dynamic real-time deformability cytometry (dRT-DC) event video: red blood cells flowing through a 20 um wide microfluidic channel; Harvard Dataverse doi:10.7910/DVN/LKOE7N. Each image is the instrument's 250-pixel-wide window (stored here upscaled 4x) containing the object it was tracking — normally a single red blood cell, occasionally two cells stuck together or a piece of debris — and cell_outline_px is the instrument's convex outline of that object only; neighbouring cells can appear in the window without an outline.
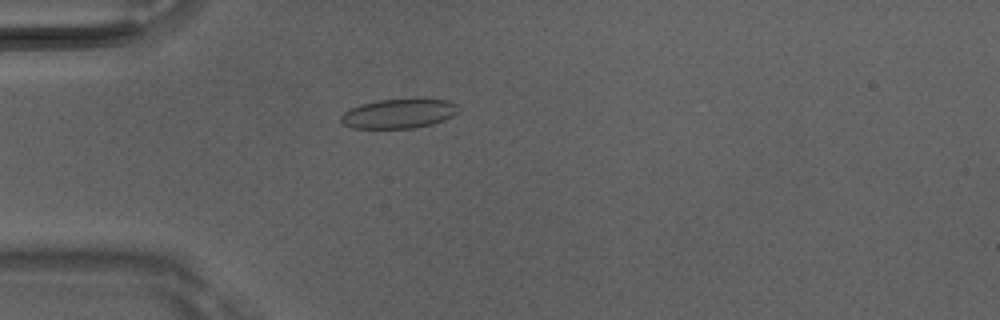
{"species": "Egyptian fruit bat (a non-hibernating species)", "species_latin": "Rousettus aegyptiacus", "temperature_condition": "room temperature", "stored_images_in_passage": 4, "camera_frame_rate_fps": 3000, "um_per_image_px": 0.085, "animal": {"sex": "male"}, "frame": {"image": 1, "passage_image": 4, "time_ms": 1.0, "image_size_px": [1000, 320], "cell_outline_px": [[460, 108], [452, 116], [444, 120], [432, 124], [412, 128], [352, 128], [344, 124], [340, 120], [340, 116], [344, 112], [360, 104], [376, 100], [448, 100], [460, 104]], "centroid_in_image_um": [33.9, 9.66], "position_along_channel_um": 51.1, "area_um2": 19.94}}